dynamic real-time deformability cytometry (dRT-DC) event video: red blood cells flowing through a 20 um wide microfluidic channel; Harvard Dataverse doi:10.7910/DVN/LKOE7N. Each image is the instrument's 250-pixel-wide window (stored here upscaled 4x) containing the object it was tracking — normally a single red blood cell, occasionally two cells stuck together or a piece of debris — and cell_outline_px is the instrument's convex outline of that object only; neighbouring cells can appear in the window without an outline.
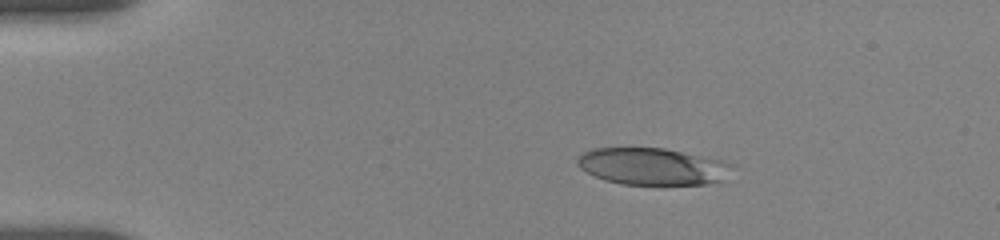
{"species": "human", "species_latin": "Homo sapiens", "temperature_condition": "room temperature", "stored_images_in_passage": 11, "camera_frame_rate_fps": 3000, "um_per_image_px": 0.085, "donor": {"sex": "female"}, "frame": {"image": 1, "passage_image": 7, "time_ms": 3.0, "image_size_px": [1000, 240], "cell_outline_px": [[736, 164], [724, 180], [716, 184], [620, 184], [604, 180], [580, 168], [576, 164], [576, 160], [584, 152], [592, 148], [664, 148], [724, 160]], "centroid_in_image_um": [55.53, 14.15], "position_along_channel_um": 29.5, "area_um2": 33.58}}